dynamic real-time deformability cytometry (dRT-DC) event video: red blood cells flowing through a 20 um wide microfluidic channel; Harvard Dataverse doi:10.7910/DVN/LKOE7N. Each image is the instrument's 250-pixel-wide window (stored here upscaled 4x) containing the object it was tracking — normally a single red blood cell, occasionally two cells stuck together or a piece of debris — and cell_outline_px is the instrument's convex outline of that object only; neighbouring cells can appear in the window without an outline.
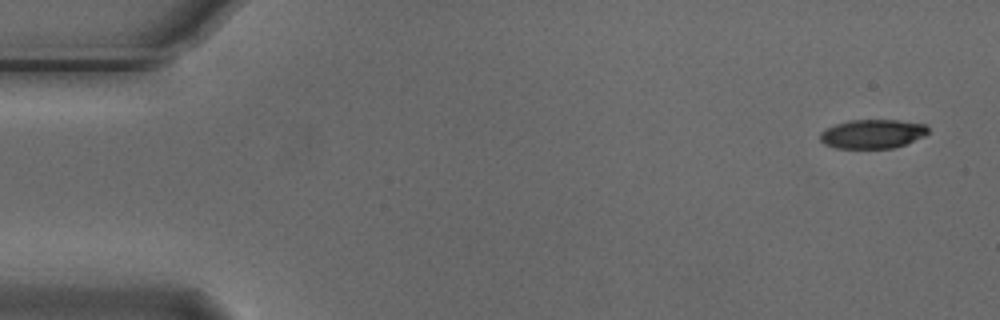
{"species": "Egyptian fruit bat (a non-hibernating species)", "species_latin": "Rousettus aegyptiacus", "temperature_condition": "cold", "stored_images_in_passage": 4, "camera_frame_rate_fps": 3000, "um_per_image_px": 0.085, "animal": {"sex": "male"}, "frame": {"image": 1, "passage_image": 1, "time_ms": 0.0, "image_size_px": [1000, 320], "cell_outline_px": [[928, 132], [924, 136], [904, 144], [892, 148], [836, 148], [824, 144], [820, 140], [820, 132], [836, 124], [848, 120], [900, 120], [928, 124]], "centroid_in_image_um": [74.17, 11.37], "position_along_channel_um": 10.8, "area_um2": 18.26}}
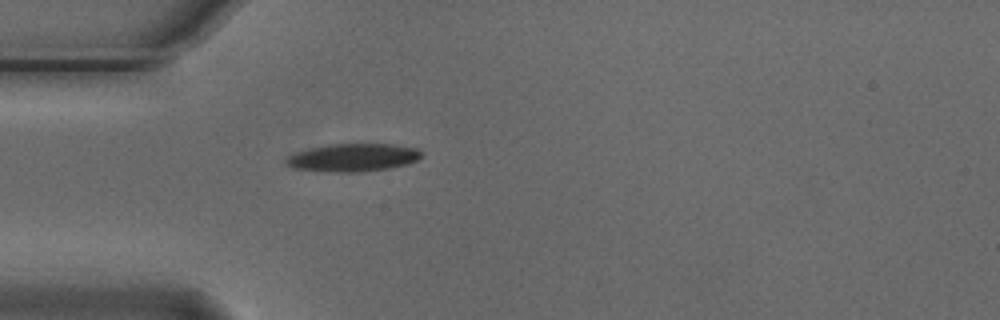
{"frame": {"image": 2, "passage_image": 4, "time_ms": 1.0, "image_size_px": [1000, 320], "cell_outline_px": [[424, 152], [416, 160], [408, 164], [388, 168], [360, 172], [328, 172], [296, 168], [288, 164], [284, 160], [288, 156], [296, 152], [328, 144], [392, 144], [416, 148]], "centroid_in_image_um": [30.03, 13.39], "position_along_channel_um": 55.0, "area_um2": 21.85}}